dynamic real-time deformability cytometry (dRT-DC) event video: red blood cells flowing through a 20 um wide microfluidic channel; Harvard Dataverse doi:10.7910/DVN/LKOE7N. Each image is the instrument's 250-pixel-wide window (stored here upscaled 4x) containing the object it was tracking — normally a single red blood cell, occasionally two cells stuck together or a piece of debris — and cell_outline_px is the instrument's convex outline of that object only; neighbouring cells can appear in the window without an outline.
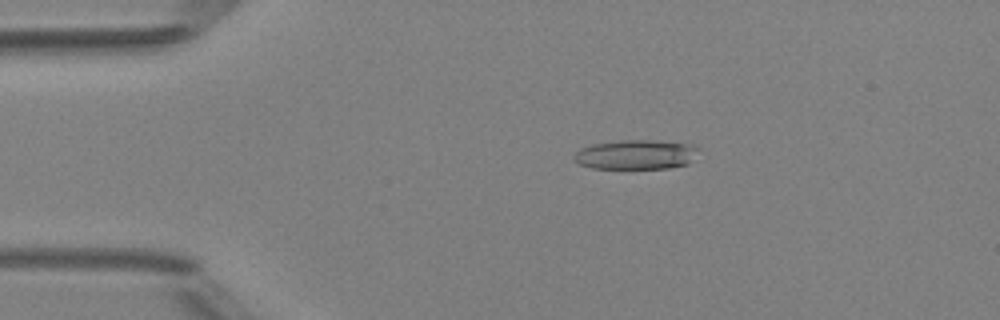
{"species": "Egyptian fruit bat (a non-hibernating species)", "species_latin": "Rousettus aegyptiacus", "temperature_condition": "room temperature", "stored_images_in_passage": 5, "camera_frame_rate_fps": 3000, "um_per_image_px": 0.085, "animal": {"sex": "female"}, "frame": {"image": 1, "passage_image": 3, "time_ms": 2.0, "image_size_px": [1000, 320], "cell_outline_px": [[700, 148], [688, 164], [668, 168], [592, 168], [580, 164], [572, 156], [580, 148], [592, 144], [620, 140], [656, 140], [696, 144]], "centroid_in_image_um": [54.09, 13.12], "position_along_channel_um": 30.9, "area_um2": 21.56}}
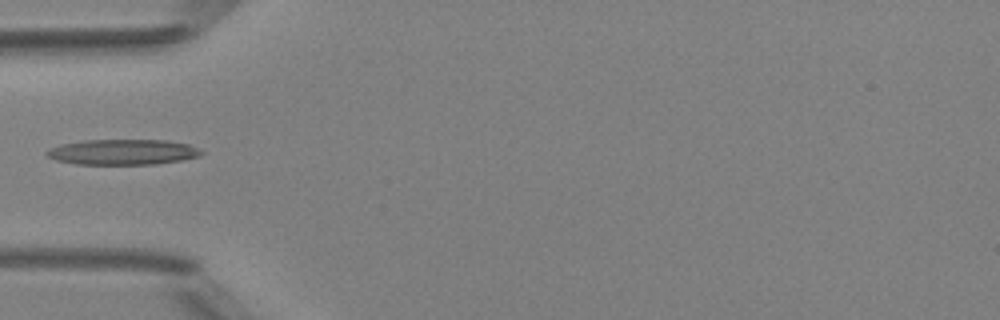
{"frame": {"image": 2, "passage_image": 5, "time_ms": 4.333, "image_size_px": [1000, 320], "cell_outline_px": [[204, 152], [200, 156], [180, 160], [156, 164], [76, 164], [56, 160], [48, 156], [44, 152], [60, 144], [84, 140], [168, 140], [188, 144]], "centroid_in_image_um": [10.43, 12.92], "position_along_channel_um": 74.6, "area_um2": 22.83}}